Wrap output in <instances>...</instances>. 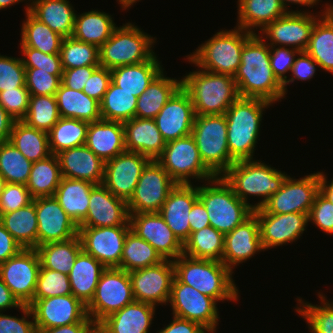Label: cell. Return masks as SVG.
I'll return each mask as SVG.
<instances>
[{
	"instance_id": "34e18365",
	"label": "cell",
	"mask_w": 333,
	"mask_h": 333,
	"mask_svg": "<svg viewBox=\"0 0 333 333\" xmlns=\"http://www.w3.org/2000/svg\"><path fill=\"white\" fill-rule=\"evenodd\" d=\"M22 304L12 294L8 286L0 278V312H5L9 309H19Z\"/></svg>"
},
{
	"instance_id": "681fc988",
	"label": "cell",
	"mask_w": 333,
	"mask_h": 333,
	"mask_svg": "<svg viewBox=\"0 0 333 333\" xmlns=\"http://www.w3.org/2000/svg\"><path fill=\"white\" fill-rule=\"evenodd\" d=\"M137 97L112 82L100 102L102 120L125 122L135 117Z\"/></svg>"
},
{
	"instance_id": "9f6ffc18",
	"label": "cell",
	"mask_w": 333,
	"mask_h": 333,
	"mask_svg": "<svg viewBox=\"0 0 333 333\" xmlns=\"http://www.w3.org/2000/svg\"><path fill=\"white\" fill-rule=\"evenodd\" d=\"M63 71H44L40 68H25V86L30 95H56Z\"/></svg>"
},
{
	"instance_id": "f35d334b",
	"label": "cell",
	"mask_w": 333,
	"mask_h": 333,
	"mask_svg": "<svg viewBox=\"0 0 333 333\" xmlns=\"http://www.w3.org/2000/svg\"><path fill=\"white\" fill-rule=\"evenodd\" d=\"M111 16L100 10H90L82 14L76 13L73 37L100 48L117 27Z\"/></svg>"
},
{
	"instance_id": "b9fcfbb0",
	"label": "cell",
	"mask_w": 333,
	"mask_h": 333,
	"mask_svg": "<svg viewBox=\"0 0 333 333\" xmlns=\"http://www.w3.org/2000/svg\"><path fill=\"white\" fill-rule=\"evenodd\" d=\"M319 1H321V0H280L281 4L288 12H290V10H289L290 4L293 5V3H294L295 5L298 4L299 6H306V7L308 6L310 8L311 7L313 8V6L317 5L319 3Z\"/></svg>"
},
{
	"instance_id": "ac0fdd59",
	"label": "cell",
	"mask_w": 333,
	"mask_h": 333,
	"mask_svg": "<svg viewBox=\"0 0 333 333\" xmlns=\"http://www.w3.org/2000/svg\"><path fill=\"white\" fill-rule=\"evenodd\" d=\"M82 250L106 268L119 267L130 226L78 227Z\"/></svg>"
},
{
	"instance_id": "ee69618b",
	"label": "cell",
	"mask_w": 333,
	"mask_h": 333,
	"mask_svg": "<svg viewBox=\"0 0 333 333\" xmlns=\"http://www.w3.org/2000/svg\"><path fill=\"white\" fill-rule=\"evenodd\" d=\"M21 26L20 47H30L45 54H60L64 39L60 34L52 31L49 26L35 18L29 11Z\"/></svg>"
},
{
	"instance_id": "603a6c76",
	"label": "cell",
	"mask_w": 333,
	"mask_h": 333,
	"mask_svg": "<svg viewBox=\"0 0 333 333\" xmlns=\"http://www.w3.org/2000/svg\"><path fill=\"white\" fill-rule=\"evenodd\" d=\"M189 93L181 86L154 118L165 142L191 134L195 120Z\"/></svg>"
},
{
	"instance_id": "7c38bea8",
	"label": "cell",
	"mask_w": 333,
	"mask_h": 333,
	"mask_svg": "<svg viewBox=\"0 0 333 333\" xmlns=\"http://www.w3.org/2000/svg\"><path fill=\"white\" fill-rule=\"evenodd\" d=\"M318 15H313L310 11H299L298 9L287 12L272 23L267 24L258 35L266 41L269 46H284L305 51L309 44L311 33L315 22L325 13L331 10V5L326 3V7Z\"/></svg>"
},
{
	"instance_id": "f1b7e54d",
	"label": "cell",
	"mask_w": 333,
	"mask_h": 333,
	"mask_svg": "<svg viewBox=\"0 0 333 333\" xmlns=\"http://www.w3.org/2000/svg\"><path fill=\"white\" fill-rule=\"evenodd\" d=\"M125 149L156 160L164 150L166 142L154 119L134 117L123 122Z\"/></svg>"
},
{
	"instance_id": "db71d44e",
	"label": "cell",
	"mask_w": 333,
	"mask_h": 333,
	"mask_svg": "<svg viewBox=\"0 0 333 333\" xmlns=\"http://www.w3.org/2000/svg\"><path fill=\"white\" fill-rule=\"evenodd\" d=\"M60 56L63 69L100 66L99 48L93 44L79 41L73 36L63 39Z\"/></svg>"
},
{
	"instance_id": "6125c7cd",
	"label": "cell",
	"mask_w": 333,
	"mask_h": 333,
	"mask_svg": "<svg viewBox=\"0 0 333 333\" xmlns=\"http://www.w3.org/2000/svg\"><path fill=\"white\" fill-rule=\"evenodd\" d=\"M25 68H40L44 71H64L60 54H45L30 47H20Z\"/></svg>"
},
{
	"instance_id": "e7e4bbea",
	"label": "cell",
	"mask_w": 333,
	"mask_h": 333,
	"mask_svg": "<svg viewBox=\"0 0 333 333\" xmlns=\"http://www.w3.org/2000/svg\"><path fill=\"white\" fill-rule=\"evenodd\" d=\"M22 317L5 315L0 312V333H37L34 317L29 305L22 304L19 307ZM32 320H28V319Z\"/></svg>"
},
{
	"instance_id": "ab89813d",
	"label": "cell",
	"mask_w": 333,
	"mask_h": 333,
	"mask_svg": "<svg viewBox=\"0 0 333 333\" xmlns=\"http://www.w3.org/2000/svg\"><path fill=\"white\" fill-rule=\"evenodd\" d=\"M8 141L32 162L52 155L48 133L30 127L22 120L15 121Z\"/></svg>"
},
{
	"instance_id": "277c9868",
	"label": "cell",
	"mask_w": 333,
	"mask_h": 333,
	"mask_svg": "<svg viewBox=\"0 0 333 333\" xmlns=\"http://www.w3.org/2000/svg\"><path fill=\"white\" fill-rule=\"evenodd\" d=\"M287 176L285 172L253 159L236 161L222 175L235 195L253 210L261 208L277 193ZM249 196L262 198L253 205L248 201Z\"/></svg>"
},
{
	"instance_id": "6f0895ef",
	"label": "cell",
	"mask_w": 333,
	"mask_h": 333,
	"mask_svg": "<svg viewBox=\"0 0 333 333\" xmlns=\"http://www.w3.org/2000/svg\"><path fill=\"white\" fill-rule=\"evenodd\" d=\"M18 87H26L22 59L0 55V92Z\"/></svg>"
},
{
	"instance_id": "8fae6325",
	"label": "cell",
	"mask_w": 333,
	"mask_h": 333,
	"mask_svg": "<svg viewBox=\"0 0 333 333\" xmlns=\"http://www.w3.org/2000/svg\"><path fill=\"white\" fill-rule=\"evenodd\" d=\"M133 301L135 298L129 273L118 267L106 268L92 300L86 306L87 315L93 322H101Z\"/></svg>"
},
{
	"instance_id": "2a66077c",
	"label": "cell",
	"mask_w": 333,
	"mask_h": 333,
	"mask_svg": "<svg viewBox=\"0 0 333 333\" xmlns=\"http://www.w3.org/2000/svg\"><path fill=\"white\" fill-rule=\"evenodd\" d=\"M324 172H319V192L333 204V179L327 181Z\"/></svg>"
},
{
	"instance_id": "60d3db41",
	"label": "cell",
	"mask_w": 333,
	"mask_h": 333,
	"mask_svg": "<svg viewBox=\"0 0 333 333\" xmlns=\"http://www.w3.org/2000/svg\"><path fill=\"white\" fill-rule=\"evenodd\" d=\"M0 222L24 249L37 247L35 198L28 206L2 214Z\"/></svg>"
},
{
	"instance_id": "deb4b68c",
	"label": "cell",
	"mask_w": 333,
	"mask_h": 333,
	"mask_svg": "<svg viewBox=\"0 0 333 333\" xmlns=\"http://www.w3.org/2000/svg\"><path fill=\"white\" fill-rule=\"evenodd\" d=\"M118 4L121 5L122 10H128V8L134 4L137 3V1L139 2L140 0H117Z\"/></svg>"
},
{
	"instance_id": "1f68e13d",
	"label": "cell",
	"mask_w": 333,
	"mask_h": 333,
	"mask_svg": "<svg viewBox=\"0 0 333 333\" xmlns=\"http://www.w3.org/2000/svg\"><path fill=\"white\" fill-rule=\"evenodd\" d=\"M30 2L25 7V13L29 11L64 38L73 36L76 11L69 0H30Z\"/></svg>"
},
{
	"instance_id": "9a60e30c",
	"label": "cell",
	"mask_w": 333,
	"mask_h": 333,
	"mask_svg": "<svg viewBox=\"0 0 333 333\" xmlns=\"http://www.w3.org/2000/svg\"><path fill=\"white\" fill-rule=\"evenodd\" d=\"M176 184L156 160H150L127 202L129 214L159 212Z\"/></svg>"
},
{
	"instance_id": "4dcf8cb0",
	"label": "cell",
	"mask_w": 333,
	"mask_h": 333,
	"mask_svg": "<svg viewBox=\"0 0 333 333\" xmlns=\"http://www.w3.org/2000/svg\"><path fill=\"white\" fill-rule=\"evenodd\" d=\"M155 311L152 304L133 301L100 323L107 333H149Z\"/></svg>"
},
{
	"instance_id": "6da1fadb",
	"label": "cell",
	"mask_w": 333,
	"mask_h": 333,
	"mask_svg": "<svg viewBox=\"0 0 333 333\" xmlns=\"http://www.w3.org/2000/svg\"><path fill=\"white\" fill-rule=\"evenodd\" d=\"M241 64L234 75L239 97L257 98L275 103L285 98L283 85L270 65V46L253 34L241 51Z\"/></svg>"
},
{
	"instance_id": "f6af8a7d",
	"label": "cell",
	"mask_w": 333,
	"mask_h": 333,
	"mask_svg": "<svg viewBox=\"0 0 333 333\" xmlns=\"http://www.w3.org/2000/svg\"><path fill=\"white\" fill-rule=\"evenodd\" d=\"M62 178L57 155L33 162L26 184L33 198L53 196Z\"/></svg>"
},
{
	"instance_id": "f907efd6",
	"label": "cell",
	"mask_w": 333,
	"mask_h": 333,
	"mask_svg": "<svg viewBox=\"0 0 333 333\" xmlns=\"http://www.w3.org/2000/svg\"><path fill=\"white\" fill-rule=\"evenodd\" d=\"M33 162L9 141L0 143V174L6 183L27 184Z\"/></svg>"
},
{
	"instance_id": "f5cc1de1",
	"label": "cell",
	"mask_w": 333,
	"mask_h": 333,
	"mask_svg": "<svg viewBox=\"0 0 333 333\" xmlns=\"http://www.w3.org/2000/svg\"><path fill=\"white\" fill-rule=\"evenodd\" d=\"M320 305H314L297 298L295 311L306 320L311 333H333V300L328 301L320 292Z\"/></svg>"
},
{
	"instance_id": "09005b40",
	"label": "cell",
	"mask_w": 333,
	"mask_h": 333,
	"mask_svg": "<svg viewBox=\"0 0 333 333\" xmlns=\"http://www.w3.org/2000/svg\"><path fill=\"white\" fill-rule=\"evenodd\" d=\"M84 333H107V331L100 322H93Z\"/></svg>"
},
{
	"instance_id": "e0dca14e",
	"label": "cell",
	"mask_w": 333,
	"mask_h": 333,
	"mask_svg": "<svg viewBox=\"0 0 333 333\" xmlns=\"http://www.w3.org/2000/svg\"><path fill=\"white\" fill-rule=\"evenodd\" d=\"M135 301L154 306L167 305L174 279L173 260L128 272Z\"/></svg>"
},
{
	"instance_id": "d4e9b609",
	"label": "cell",
	"mask_w": 333,
	"mask_h": 333,
	"mask_svg": "<svg viewBox=\"0 0 333 333\" xmlns=\"http://www.w3.org/2000/svg\"><path fill=\"white\" fill-rule=\"evenodd\" d=\"M259 221L261 243L264 250L293 243L308 225V215L303 213H254Z\"/></svg>"
},
{
	"instance_id": "9c48e42d",
	"label": "cell",
	"mask_w": 333,
	"mask_h": 333,
	"mask_svg": "<svg viewBox=\"0 0 333 333\" xmlns=\"http://www.w3.org/2000/svg\"><path fill=\"white\" fill-rule=\"evenodd\" d=\"M191 135L202 162L215 176L236 162L229 154L225 114L196 115Z\"/></svg>"
},
{
	"instance_id": "979ff035",
	"label": "cell",
	"mask_w": 333,
	"mask_h": 333,
	"mask_svg": "<svg viewBox=\"0 0 333 333\" xmlns=\"http://www.w3.org/2000/svg\"><path fill=\"white\" fill-rule=\"evenodd\" d=\"M27 0H0V10L6 9L10 6H13L17 3L24 2ZM30 1V0H28Z\"/></svg>"
},
{
	"instance_id": "52a82bcc",
	"label": "cell",
	"mask_w": 333,
	"mask_h": 333,
	"mask_svg": "<svg viewBox=\"0 0 333 333\" xmlns=\"http://www.w3.org/2000/svg\"><path fill=\"white\" fill-rule=\"evenodd\" d=\"M204 184L198 186V199L206 208L210 226L222 234H228L253 214V209L235 195L222 176Z\"/></svg>"
},
{
	"instance_id": "8c879c8a",
	"label": "cell",
	"mask_w": 333,
	"mask_h": 333,
	"mask_svg": "<svg viewBox=\"0 0 333 333\" xmlns=\"http://www.w3.org/2000/svg\"><path fill=\"white\" fill-rule=\"evenodd\" d=\"M188 219L190 222V233L210 226L206 208L199 199L193 204Z\"/></svg>"
},
{
	"instance_id": "5bb4252c",
	"label": "cell",
	"mask_w": 333,
	"mask_h": 333,
	"mask_svg": "<svg viewBox=\"0 0 333 333\" xmlns=\"http://www.w3.org/2000/svg\"><path fill=\"white\" fill-rule=\"evenodd\" d=\"M319 192V172L294 179L288 175L280 190L253 213H303L309 214Z\"/></svg>"
},
{
	"instance_id": "be15d7a7",
	"label": "cell",
	"mask_w": 333,
	"mask_h": 333,
	"mask_svg": "<svg viewBox=\"0 0 333 333\" xmlns=\"http://www.w3.org/2000/svg\"><path fill=\"white\" fill-rule=\"evenodd\" d=\"M308 221L315 224L324 233L333 235V204L320 192L315 197Z\"/></svg>"
},
{
	"instance_id": "d590c367",
	"label": "cell",
	"mask_w": 333,
	"mask_h": 333,
	"mask_svg": "<svg viewBox=\"0 0 333 333\" xmlns=\"http://www.w3.org/2000/svg\"><path fill=\"white\" fill-rule=\"evenodd\" d=\"M94 186L95 184L85 180L62 177L53 195L77 226L87 216L90 194Z\"/></svg>"
},
{
	"instance_id": "003e7915",
	"label": "cell",
	"mask_w": 333,
	"mask_h": 333,
	"mask_svg": "<svg viewBox=\"0 0 333 333\" xmlns=\"http://www.w3.org/2000/svg\"><path fill=\"white\" fill-rule=\"evenodd\" d=\"M110 83L111 70L106 67L98 66L85 83L82 91L100 103Z\"/></svg>"
},
{
	"instance_id": "7bdbcfd3",
	"label": "cell",
	"mask_w": 333,
	"mask_h": 333,
	"mask_svg": "<svg viewBox=\"0 0 333 333\" xmlns=\"http://www.w3.org/2000/svg\"><path fill=\"white\" fill-rule=\"evenodd\" d=\"M35 249L43 268L69 275L76 257L82 251V244L77 235L72 239L43 244Z\"/></svg>"
},
{
	"instance_id": "484cf974",
	"label": "cell",
	"mask_w": 333,
	"mask_h": 333,
	"mask_svg": "<svg viewBox=\"0 0 333 333\" xmlns=\"http://www.w3.org/2000/svg\"><path fill=\"white\" fill-rule=\"evenodd\" d=\"M265 251L261 243L260 225L253 213L242 224L225 234L222 262L232 272L234 268Z\"/></svg>"
},
{
	"instance_id": "83f0119b",
	"label": "cell",
	"mask_w": 333,
	"mask_h": 333,
	"mask_svg": "<svg viewBox=\"0 0 333 333\" xmlns=\"http://www.w3.org/2000/svg\"><path fill=\"white\" fill-rule=\"evenodd\" d=\"M62 177L102 184L105 162L86 145L70 148L57 154Z\"/></svg>"
},
{
	"instance_id": "3957f363",
	"label": "cell",
	"mask_w": 333,
	"mask_h": 333,
	"mask_svg": "<svg viewBox=\"0 0 333 333\" xmlns=\"http://www.w3.org/2000/svg\"><path fill=\"white\" fill-rule=\"evenodd\" d=\"M270 106L262 99L238 97L226 110L228 149L235 161L254 159L263 112Z\"/></svg>"
},
{
	"instance_id": "f546056e",
	"label": "cell",
	"mask_w": 333,
	"mask_h": 333,
	"mask_svg": "<svg viewBox=\"0 0 333 333\" xmlns=\"http://www.w3.org/2000/svg\"><path fill=\"white\" fill-rule=\"evenodd\" d=\"M85 145L104 162L125 152L123 122L102 119L90 122Z\"/></svg>"
},
{
	"instance_id": "30bf717a",
	"label": "cell",
	"mask_w": 333,
	"mask_h": 333,
	"mask_svg": "<svg viewBox=\"0 0 333 333\" xmlns=\"http://www.w3.org/2000/svg\"><path fill=\"white\" fill-rule=\"evenodd\" d=\"M156 161L167 171L177 184H192L189 179L205 182L215 175L202 162L193 136L166 142L163 152Z\"/></svg>"
},
{
	"instance_id": "753ad0ef",
	"label": "cell",
	"mask_w": 333,
	"mask_h": 333,
	"mask_svg": "<svg viewBox=\"0 0 333 333\" xmlns=\"http://www.w3.org/2000/svg\"><path fill=\"white\" fill-rule=\"evenodd\" d=\"M93 323L91 318L87 315L81 322L74 324L41 329L37 330V333H84L85 330Z\"/></svg>"
},
{
	"instance_id": "c3c4849f",
	"label": "cell",
	"mask_w": 333,
	"mask_h": 333,
	"mask_svg": "<svg viewBox=\"0 0 333 333\" xmlns=\"http://www.w3.org/2000/svg\"><path fill=\"white\" fill-rule=\"evenodd\" d=\"M163 260L161 255L147 241L139 238L130 230L125 237L121 263L118 268L132 272L159 264Z\"/></svg>"
},
{
	"instance_id": "11a10c76",
	"label": "cell",
	"mask_w": 333,
	"mask_h": 333,
	"mask_svg": "<svg viewBox=\"0 0 333 333\" xmlns=\"http://www.w3.org/2000/svg\"><path fill=\"white\" fill-rule=\"evenodd\" d=\"M72 294L69 275L40 267L33 299Z\"/></svg>"
},
{
	"instance_id": "7402d4cb",
	"label": "cell",
	"mask_w": 333,
	"mask_h": 333,
	"mask_svg": "<svg viewBox=\"0 0 333 333\" xmlns=\"http://www.w3.org/2000/svg\"><path fill=\"white\" fill-rule=\"evenodd\" d=\"M37 246L61 242L78 235L79 228L54 196L35 198Z\"/></svg>"
},
{
	"instance_id": "2e32d148",
	"label": "cell",
	"mask_w": 333,
	"mask_h": 333,
	"mask_svg": "<svg viewBox=\"0 0 333 333\" xmlns=\"http://www.w3.org/2000/svg\"><path fill=\"white\" fill-rule=\"evenodd\" d=\"M40 267L37 250L24 248L0 264V278L21 304L33 300Z\"/></svg>"
},
{
	"instance_id": "11e5206c",
	"label": "cell",
	"mask_w": 333,
	"mask_h": 333,
	"mask_svg": "<svg viewBox=\"0 0 333 333\" xmlns=\"http://www.w3.org/2000/svg\"><path fill=\"white\" fill-rule=\"evenodd\" d=\"M15 121L0 105V143L9 140Z\"/></svg>"
},
{
	"instance_id": "cb8c5ba5",
	"label": "cell",
	"mask_w": 333,
	"mask_h": 333,
	"mask_svg": "<svg viewBox=\"0 0 333 333\" xmlns=\"http://www.w3.org/2000/svg\"><path fill=\"white\" fill-rule=\"evenodd\" d=\"M129 216L127 202L97 184L91 190L87 216L78 227L130 226Z\"/></svg>"
},
{
	"instance_id": "74e56055",
	"label": "cell",
	"mask_w": 333,
	"mask_h": 333,
	"mask_svg": "<svg viewBox=\"0 0 333 333\" xmlns=\"http://www.w3.org/2000/svg\"><path fill=\"white\" fill-rule=\"evenodd\" d=\"M55 96L60 117L89 123L102 119L100 103L83 91L72 90L61 83Z\"/></svg>"
},
{
	"instance_id": "67dfc351",
	"label": "cell",
	"mask_w": 333,
	"mask_h": 333,
	"mask_svg": "<svg viewBox=\"0 0 333 333\" xmlns=\"http://www.w3.org/2000/svg\"><path fill=\"white\" fill-rule=\"evenodd\" d=\"M5 185H6V181H5L4 177L0 174V195H1L2 191L4 190Z\"/></svg>"
},
{
	"instance_id": "44dd1931",
	"label": "cell",
	"mask_w": 333,
	"mask_h": 333,
	"mask_svg": "<svg viewBox=\"0 0 333 333\" xmlns=\"http://www.w3.org/2000/svg\"><path fill=\"white\" fill-rule=\"evenodd\" d=\"M129 215L131 231L147 241L163 259L175 260L183 254V244L173 234L159 212Z\"/></svg>"
},
{
	"instance_id": "2644e50d",
	"label": "cell",
	"mask_w": 333,
	"mask_h": 333,
	"mask_svg": "<svg viewBox=\"0 0 333 333\" xmlns=\"http://www.w3.org/2000/svg\"><path fill=\"white\" fill-rule=\"evenodd\" d=\"M158 333H210L200 324L173 316L172 321Z\"/></svg>"
},
{
	"instance_id": "e575fe53",
	"label": "cell",
	"mask_w": 333,
	"mask_h": 333,
	"mask_svg": "<svg viewBox=\"0 0 333 333\" xmlns=\"http://www.w3.org/2000/svg\"><path fill=\"white\" fill-rule=\"evenodd\" d=\"M237 2L238 23L236 27L253 34H256V30L261 31L267 24L288 12L280 0H237Z\"/></svg>"
},
{
	"instance_id": "91938a15",
	"label": "cell",
	"mask_w": 333,
	"mask_h": 333,
	"mask_svg": "<svg viewBox=\"0 0 333 333\" xmlns=\"http://www.w3.org/2000/svg\"><path fill=\"white\" fill-rule=\"evenodd\" d=\"M33 199L25 184L6 183L0 195V216L28 206Z\"/></svg>"
},
{
	"instance_id": "89a4df30",
	"label": "cell",
	"mask_w": 333,
	"mask_h": 333,
	"mask_svg": "<svg viewBox=\"0 0 333 333\" xmlns=\"http://www.w3.org/2000/svg\"><path fill=\"white\" fill-rule=\"evenodd\" d=\"M22 249L23 247L0 222V264L17 255Z\"/></svg>"
},
{
	"instance_id": "8992f818",
	"label": "cell",
	"mask_w": 333,
	"mask_h": 333,
	"mask_svg": "<svg viewBox=\"0 0 333 333\" xmlns=\"http://www.w3.org/2000/svg\"><path fill=\"white\" fill-rule=\"evenodd\" d=\"M253 33L234 27L222 30L202 43L187 60L198 68L234 77L241 64V51Z\"/></svg>"
},
{
	"instance_id": "94428289",
	"label": "cell",
	"mask_w": 333,
	"mask_h": 333,
	"mask_svg": "<svg viewBox=\"0 0 333 333\" xmlns=\"http://www.w3.org/2000/svg\"><path fill=\"white\" fill-rule=\"evenodd\" d=\"M299 52V50L290 47L270 46V65L274 76L282 85L288 78L285 74L290 73Z\"/></svg>"
},
{
	"instance_id": "03108f58",
	"label": "cell",
	"mask_w": 333,
	"mask_h": 333,
	"mask_svg": "<svg viewBox=\"0 0 333 333\" xmlns=\"http://www.w3.org/2000/svg\"><path fill=\"white\" fill-rule=\"evenodd\" d=\"M298 55L296 56L290 71L292 73L290 74L292 77L287 79L283 84V92L285 95L287 94V85L293 83L295 80L309 81L313 78V76H315V72L317 70L316 68L320 67L319 64L306 51H300Z\"/></svg>"
},
{
	"instance_id": "680465c9",
	"label": "cell",
	"mask_w": 333,
	"mask_h": 333,
	"mask_svg": "<svg viewBox=\"0 0 333 333\" xmlns=\"http://www.w3.org/2000/svg\"><path fill=\"white\" fill-rule=\"evenodd\" d=\"M30 93L26 87L0 92V105L16 121L25 118L29 108Z\"/></svg>"
},
{
	"instance_id": "a7ac6f4b",
	"label": "cell",
	"mask_w": 333,
	"mask_h": 333,
	"mask_svg": "<svg viewBox=\"0 0 333 333\" xmlns=\"http://www.w3.org/2000/svg\"><path fill=\"white\" fill-rule=\"evenodd\" d=\"M97 67L98 66H84L72 69H63L64 71L61 83L72 90L82 91L85 83Z\"/></svg>"
},
{
	"instance_id": "bcb514c9",
	"label": "cell",
	"mask_w": 333,
	"mask_h": 333,
	"mask_svg": "<svg viewBox=\"0 0 333 333\" xmlns=\"http://www.w3.org/2000/svg\"><path fill=\"white\" fill-rule=\"evenodd\" d=\"M225 235L213 228L205 227L190 233L183 244V254L195 259H210L222 262Z\"/></svg>"
},
{
	"instance_id": "b9f144b4",
	"label": "cell",
	"mask_w": 333,
	"mask_h": 333,
	"mask_svg": "<svg viewBox=\"0 0 333 333\" xmlns=\"http://www.w3.org/2000/svg\"><path fill=\"white\" fill-rule=\"evenodd\" d=\"M320 66L333 75V11L323 14L313 27L305 50Z\"/></svg>"
},
{
	"instance_id": "d6986e66",
	"label": "cell",
	"mask_w": 333,
	"mask_h": 333,
	"mask_svg": "<svg viewBox=\"0 0 333 333\" xmlns=\"http://www.w3.org/2000/svg\"><path fill=\"white\" fill-rule=\"evenodd\" d=\"M28 305L37 330L74 324L87 316L86 305L73 294L33 299Z\"/></svg>"
},
{
	"instance_id": "816d5d0a",
	"label": "cell",
	"mask_w": 333,
	"mask_h": 333,
	"mask_svg": "<svg viewBox=\"0 0 333 333\" xmlns=\"http://www.w3.org/2000/svg\"><path fill=\"white\" fill-rule=\"evenodd\" d=\"M59 119L55 95H30L28 112L22 120L23 122L48 133Z\"/></svg>"
},
{
	"instance_id": "5b68a950",
	"label": "cell",
	"mask_w": 333,
	"mask_h": 333,
	"mask_svg": "<svg viewBox=\"0 0 333 333\" xmlns=\"http://www.w3.org/2000/svg\"><path fill=\"white\" fill-rule=\"evenodd\" d=\"M181 80L191 97L195 115L225 114L239 97L234 77L229 75L198 68Z\"/></svg>"
},
{
	"instance_id": "ba28073f",
	"label": "cell",
	"mask_w": 333,
	"mask_h": 333,
	"mask_svg": "<svg viewBox=\"0 0 333 333\" xmlns=\"http://www.w3.org/2000/svg\"><path fill=\"white\" fill-rule=\"evenodd\" d=\"M156 41L155 37L131 22L117 26L111 37L99 48L100 66L111 70L150 60L155 55L153 45Z\"/></svg>"
},
{
	"instance_id": "7dc6e473",
	"label": "cell",
	"mask_w": 333,
	"mask_h": 333,
	"mask_svg": "<svg viewBox=\"0 0 333 333\" xmlns=\"http://www.w3.org/2000/svg\"><path fill=\"white\" fill-rule=\"evenodd\" d=\"M89 122L60 117L48 132L49 148L52 154L85 145Z\"/></svg>"
},
{
	"instance_id": "7a4b0ae2",
	"label": "cell",
	"mask_w": 333,
	"mask_h": 333,
	"mask_svg": "<svg viewBox=\"0 0 333 333\" xmlns=\"http://www.w3.org/2000/svg\"><path fill=\"white\" fill-rule=\"evenodd\" d=\"M174 276L202 294L220 301H238L239 290L232 272L223 262L210 259H195L184 254L173 260Z\"/></svg>"
},
{
	"instance_id": "d6a6232c",
	"label": "cell",
	"mask_w": 333,
	"mask_h": 333,
	"mask_svg": "<svg viewBox=\"0 0 333 333\" xmlns=\"http://www.w3.org/2000/svg\"><path fill=\"white\" fill-rule=\"evenodd\" d=\"M156 56L145 62L111 69V82L138 98L164 69Z\"/></svg>"
},
{
	"instance_id": "836d02e7",
	"label": "cell",
	"mask_w": 333,
	"mask_h": 333,
	"mask_svg": "<svg viewBox=\"0 0 333 333\" xmlns=\"http://www.w3.org/2000/svg\"><path fill=\"white\" fill-rule=\"evenodd\" d=\"M106 267L83 250L75 259L69 274L72 294L84 305L92 300L101 274Z\"/></svg>"
},
{
	"instance_id": "4316f807",
	"label": "cell",
	"mask_w": 333,
	"mask_h": 333,
	"mask_svg": "<svg viewBox=\"0 0 333 333\" xmlns=\"http://www.w3.org/2000/svg\"><path fill=\"white\" fill-rule=\"evenodd\" d=\"M198 200V186L176 184L159 211L173 234L184 244L190 236L188 215Z\"/></svg>"
},
{
	"instance_id": "ffe728a7",
	"label": "cell",
	"mask_w": 333,
	"mask_h": 333,
	"mask_svg": "<svg viewBox=\"0 0 333 333\" xmlns=\"http://www.w3.org/2000/svg\"><path fill=\"white\" fill-rule=\"evenodd\" d=\"M150 159L137 152L125 151L105 162L103 185L126 202L132 197L142 170Z\"/></svg>"
},
{
	"instance_id": "4fadbf2b",
	"label": "cell",
	"mask_w": 333,
	"mask_h": 333,
	"mask_svg": "<svg viewBox=\"0 0 333 333\" xmlns=\"http://www.w3.org/2000/svg\"><path fill=\"white\" fill-rule=\"evenodd\" d=\"M168 303L173 316L196 322L210 333H216L220 317L217 302L213 298L181 283L174 276Z\"/></svg>"
},
{
	"instance_id": "8d00e7d4",
	"label": "cell",
	"mask_w": 333,
	"mask_h": 333,
	"mask_svg": "<svg viewBox=\"0 0 333 333\" xmlns=\"http://www.w3.org/2000/svg\"><path fill=\"white\" fill-rule=\"evenodd\" d=\"M164 69L137 98L135 117L154 119L172 95L182 86V80L166 77Z\"/></svg>"
}]
</instances>
